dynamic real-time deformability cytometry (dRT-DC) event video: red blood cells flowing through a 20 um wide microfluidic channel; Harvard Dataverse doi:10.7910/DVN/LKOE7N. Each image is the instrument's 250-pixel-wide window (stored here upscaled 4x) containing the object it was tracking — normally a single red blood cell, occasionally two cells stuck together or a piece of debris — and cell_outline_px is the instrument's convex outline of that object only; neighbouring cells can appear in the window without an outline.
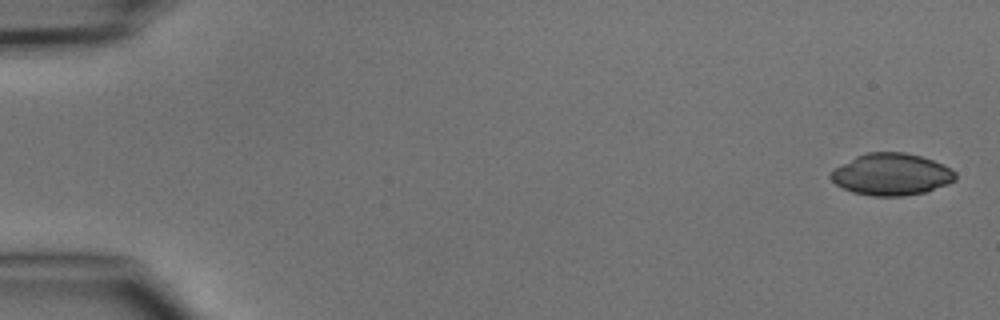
{"species": "common noctule bat (a hibernating species)", "species_latin": "Nyctalus noctula", "temperature_condition": "cold", "stored_images_in_passage": 5, "camera_frame_rate_fps": 3000, "um_per_image_px": 0.085, "animal": {"sex": "male", "body_mass_g": 15.6}, "frame": {"image": 1, "passage_image": 1, "time_ms": 0.0, "image_size_px": [1000, 320], "cell_outline_px": [[956, 180], [948, 184], [924, 192], [904, 196], [872, 196], [852, 192], [836, 184], [828, 176], [832, 168], [856, 156], [868, 152], [904, 152], [920, 156], [944, 164], [952, 168], [956, 172]], "centroid_in_image_um": [75.76, 14.82], "position_along_channel_um": 9.2, "area_um2": 30.63}}
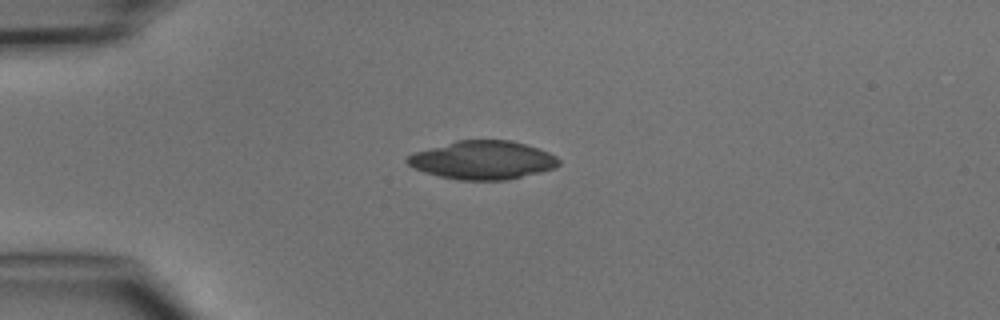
{"frame": {"image": 2, "passage_image": 4, "time_ms": 3.667, "image_size_px": [1000, 320], "cell_outline_px": [[560, 164], [556, 168], [508, 180], [460, 180], [440, 176], [424, 172], [412, 168], [404, 160], [408, 156], [416, 152], [456, 140], [512, 140], [548, 152], [556, 156], [560, 160]], "centroid_in_image_um": [41.03, 13.61], "position_along_channel_um": 44.0, "area_um2": 33.87}}